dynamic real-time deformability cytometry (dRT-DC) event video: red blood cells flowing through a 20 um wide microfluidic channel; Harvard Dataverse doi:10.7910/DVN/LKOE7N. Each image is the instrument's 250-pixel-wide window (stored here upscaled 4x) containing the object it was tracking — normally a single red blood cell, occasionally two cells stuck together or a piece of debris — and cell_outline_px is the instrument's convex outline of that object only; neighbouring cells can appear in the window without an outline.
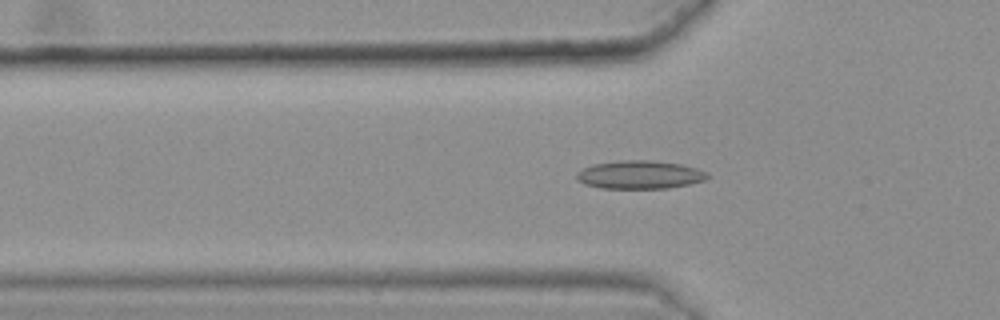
{"species": "common noctule bat (a hibernating species)", "species_latin": "Nyctalus noctula", "temperature_condition": "warm", "stored_images_in_passage": 49, "camera_frame_rate_fps": 3000, "um_per_image_px": 0.085, "animal": {"sex": "female", "body_mass_g": 25.1}, "frame": {"image": 1, "passage_image": 19, "time_ms": 6.0, "image_size_px": [1000, 320], "cell_outline_px": [[708, 176], [704, 180], [688, 184], [668, 188], [600, 188], [584, 184], [576, 180], [576, 172], [592, 164], [628, 160], [652, 160], [680, 164], [696, 168], [708, 172]], "centroid_in_image_um": [54.35, 14.85], "position_along_channel_um": 71.5, "area_um2": 21.44}}
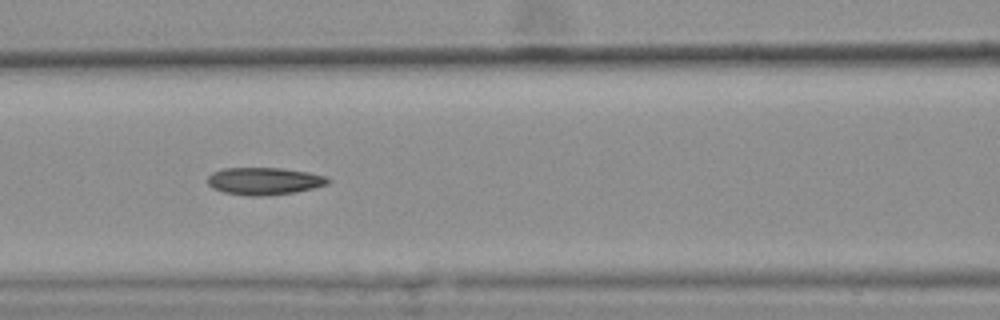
{"frame": {"image": 2, "passage_image": 25, "time_ms": 8.0, "image_size_px": [1000, 320], "cell_outline_px": [[332, 180], [328, 184], [312, 188], [292, 192], [260, 196], [252, 196], [224, 192], [212, 188], [208, 184], [208, 176], [212, 172], [224, 168], [280, 168], [308, 172], [324, 176]], "centroid_in_image_um": [22.43, 15.38], "position_along_channel_um": 144.2, "area_um2": 18.96}}
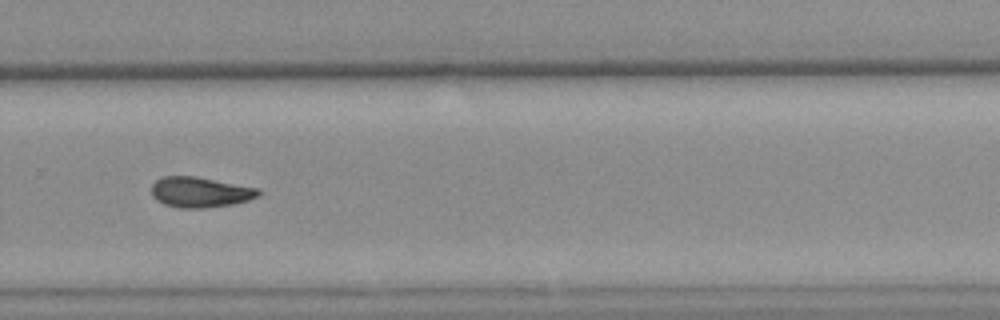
{"frame": {"image": 3, "passage_image": 39, "time_ms": 12.667, "image_size_px": [1000, 320], "cell_outline_px": [[260, 196], [248, 200], [232, 204], [204, 208], [180, 208], [164, 204], [156, 200], [152, 196], [152, 184], [156, 180], [164, 176], [196, 176], [260, 188]], "centroid_in_image_um": [17.02, 16.33], "position_along_channel_um": 312.8, "area_um2": 19.07}, "authors_computed_cell_mechanics": {"area_um2": 19.1896, "velocity_mm_per_s": 3.6214, "shape_relaxation_time_tau1_ms": null, "shape_relaxation_time_tau2_ms": 5.2217, "deformation_change_tau1": null, "deformation_change_tau2": 0.0996}}